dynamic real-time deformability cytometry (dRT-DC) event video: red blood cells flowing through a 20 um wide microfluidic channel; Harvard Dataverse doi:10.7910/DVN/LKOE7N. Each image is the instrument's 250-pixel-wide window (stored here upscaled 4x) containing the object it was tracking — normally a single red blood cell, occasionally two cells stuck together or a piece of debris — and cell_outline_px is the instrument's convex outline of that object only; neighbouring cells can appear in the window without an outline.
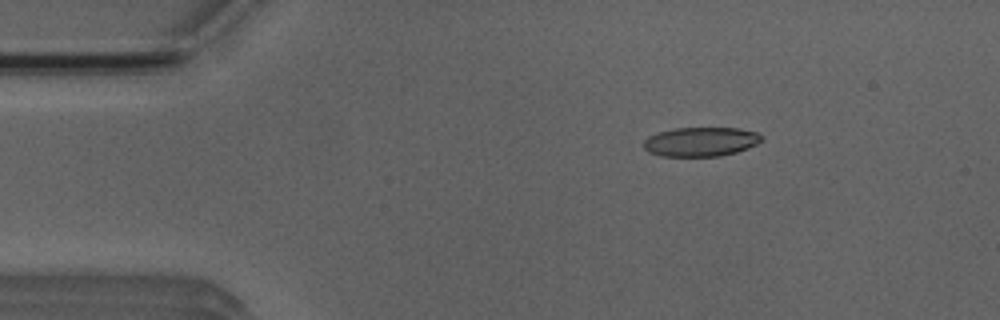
{"species": "Egyptian fruit bat (a non-hibernating species)", "species_latin": "Rousettus aegyptiacus", "temperature_condition": "room temperature", "stored_images_in_passage": 52, "camera_frame_rate_fps": 3000, "um_per_image_px": 0.085, "animal": {"sex": "male"}, "frame": {"image": 1, "passage_image": 8, "time_ms": 2.333, "image_size_px": [1000, 320], "cell_outline_px": [[764, 140], [748, 148], [736, 152], [720, 156], [660, 156], [648, 152], [644, 148], [644, 140], [648, 136], [660, 132], [676, 128], [736, 128], [756, 132], [764, 136]], "centroid_in_image_um": [59.58, 12.05], "position_along_channel_um": 25.4, "area_um2": 20.11}}
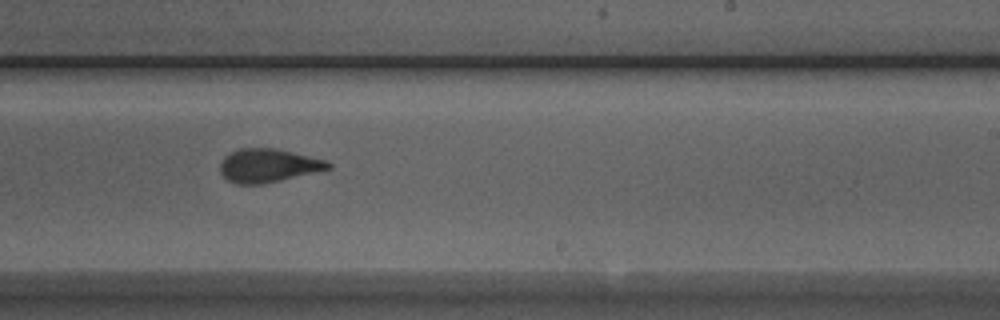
{"frame": {"image": 2, "passage_image": 31, "time_ms": 10.0, "image_size_px": [1000, 320], "cell_outline_px": [[332, 168], [264, 184], [236, 184], [228, 180], [220, 172], [220, 160], [228, 152], [240, 148], [272, 148], [292, 152], [328, 160], [332, 164]], "centroid_in_image_um": [22.77, 14.07], "position_along_channel_um": 266.2, "area_um2": 21.21}}
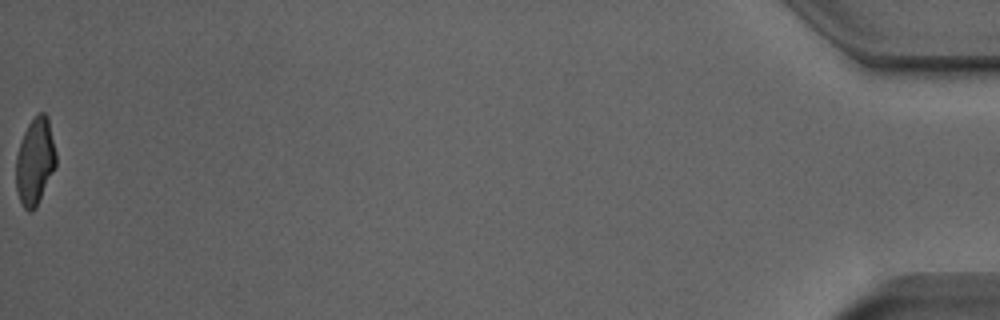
{"frame": {"image": 3, "passage_image": 52, "time_ms": 17.0, "image_size_px": [1000, 320], "cell_outline_px": [[56, 164], [36, 208], [32, 212], [28, 212], [24, 208], [20, 200], [16, 188], [16, 156], [24, 132], [28, 124], [40, 112], [44, 112], [48, 116], [56, 152]], "centroid_in_image_um": [2.98, 13.73], "position_along_channel_um": 432.2, "area_um2": 20.11}, "authors_computed_cell_mechanics": {"area_um2": 21.2415, "velocity_mm_per_s": 3.9368, "shape_relaxation_time_tau1_ms": 4.4499, "shape_relaxation_time_tau2_ms": 1.3895, "deformation_change_tau1": 0.1783, "deformation_change_tau2": 0.0815}}